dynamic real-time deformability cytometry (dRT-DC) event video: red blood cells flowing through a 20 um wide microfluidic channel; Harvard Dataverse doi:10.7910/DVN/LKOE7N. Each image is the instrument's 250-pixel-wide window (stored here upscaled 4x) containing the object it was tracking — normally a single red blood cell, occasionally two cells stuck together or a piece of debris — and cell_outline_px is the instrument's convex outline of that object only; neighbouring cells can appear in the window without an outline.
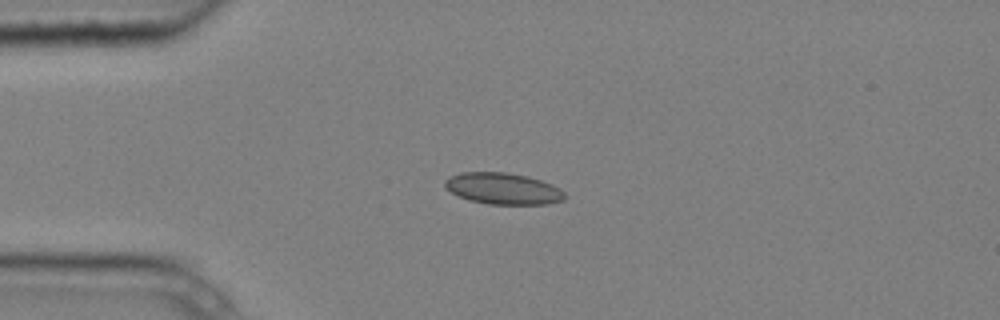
{"species": "common noctule bat (a hibernating species)", "species_latin": "Nyctalus noctula", "temperature_condition": "cold", "stored_images_in_passage": 4, "camera_frame_rate_fps": 3000, "um_per_image_px": 0.085, "animal": {"sex": "male", "body_mass_g": 20.4}, "frame": {"image": 1, "passage_image": 3, "time_ms": 0.667, "image_size_px": [1000, 320], "cell_outline_px": [[564, 200], [548, 204], [488, 204], [468, 200], [444, 188], [444, 180], [448, 176], [460, 172], [504, 172], [528, 176], [552, 184], [560, 188], [564, 192]], "centroid_in_image_um": [42.73, 16.02], "position_along_channel_um": 42.3, "area_um2": 22.08}}